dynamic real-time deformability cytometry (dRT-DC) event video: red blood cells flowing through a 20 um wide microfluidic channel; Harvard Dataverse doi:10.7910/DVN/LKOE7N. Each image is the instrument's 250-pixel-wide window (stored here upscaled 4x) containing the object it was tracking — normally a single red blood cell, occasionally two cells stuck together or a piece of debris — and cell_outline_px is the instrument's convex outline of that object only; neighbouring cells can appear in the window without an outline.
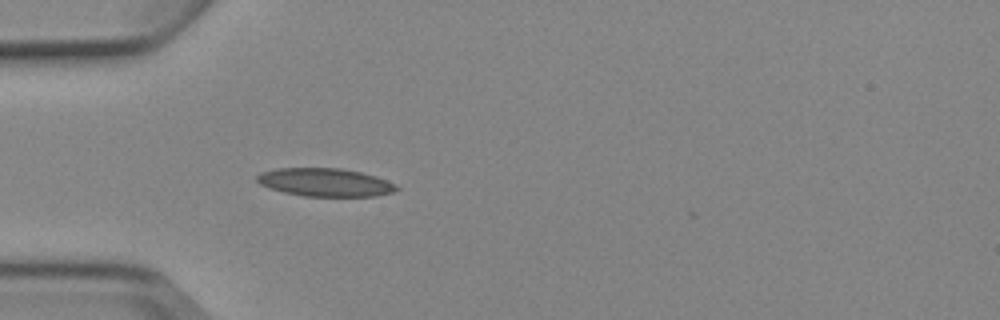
{"species": "Egyptian fruit bat (a non-hibernating species)", "species_latin": "Rousettus aegyptiacus", "temperature_condition": "cold", "stored_images_in_passage": 5, "camera_frame_rate_fps": 3000, "um_per_image_px": 0.085, "animal": {"sex": "female"}, "frame": {"image": 1, "passage_image": 5, "time_ms": 4.667, "image_size_px": [1000, 320], "cell_outline_px": [[400, 188], [392, 192], [376, 196], [304, 196], [284, 192], [260, 184], [256, 180], [256, 176], [260, 172], [276, 168], [340, 168], [360, 172], [376, 176], [396, 184]], "centroid_in_image_um": [27.64, 15.49], "position_along_channel_um": 57.4, "area_um2": 22.83}}